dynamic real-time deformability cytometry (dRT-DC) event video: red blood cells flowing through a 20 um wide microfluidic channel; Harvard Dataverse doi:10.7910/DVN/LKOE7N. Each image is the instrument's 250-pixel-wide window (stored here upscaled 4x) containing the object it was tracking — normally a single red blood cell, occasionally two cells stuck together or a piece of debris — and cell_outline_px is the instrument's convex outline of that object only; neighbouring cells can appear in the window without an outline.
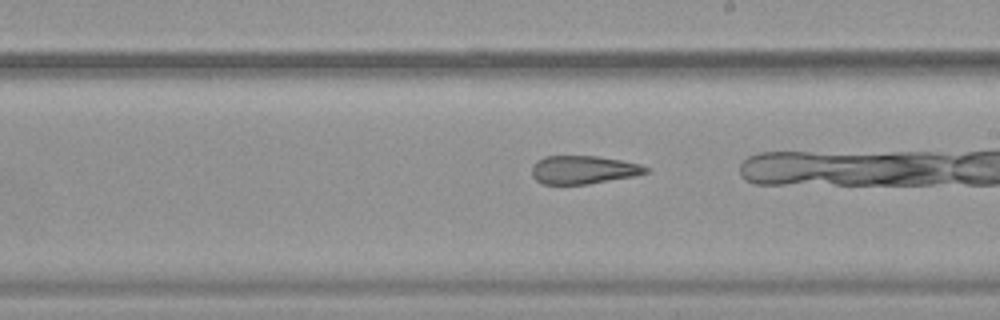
{"species": "common noctule bat (a hibernating species)", "species_latin": "Nyctalus noctula", "temperature_condition": "warm", "stored_images_in_passage": 38, "camera_frame_rate_fps": 3000, "um_per_image_px": 0.085, "animal": {"sex": "female", "body_mass_g": 19.9}, "frame": {"image": 1, "passage_image": 27, "time_ms": 8.667, "image_size_px": [1000, 320], "cell_outline_px": [[652, 168], [648, 172], [636, 176], [588, 184], [544, 184], [536, 180], [532, 176], [532, 164], [536, 160], [544, 156], [596, 156], [620, 160], [640, 164]], "centroid_in_image_um": [49.6, 14.43], "position_along_channel_um": 239.4, "area_um2": 18.96}}